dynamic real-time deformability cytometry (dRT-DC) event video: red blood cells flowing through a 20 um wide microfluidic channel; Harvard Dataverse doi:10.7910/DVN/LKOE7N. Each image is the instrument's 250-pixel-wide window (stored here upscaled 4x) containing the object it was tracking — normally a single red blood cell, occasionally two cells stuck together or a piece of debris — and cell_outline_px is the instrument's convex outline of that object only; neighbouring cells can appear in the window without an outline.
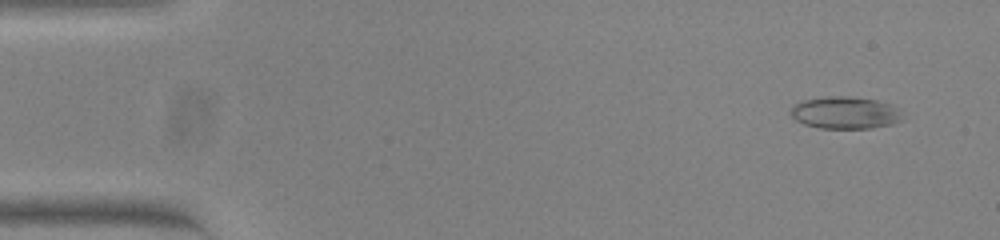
{"species": "common noctule bat (a hibernating species)", "species_latin": "Nyctalus noctula", "temperature_condition": "warm", "stored_images_in_passage": 54, "camera_frame_rate_fps": 3000, "um_per_image_px": 0.085, "animal": {"sex": "female", "body_mass_g": 23.0, "forearm_length_mm": 53.4}, "frame": {"image": 1, "passage_image": 4, "time_ms": 1.0, "image_size_px": [1000, 240], "cell_outline_px": [[900, 120], [892, 124], [868, 128], [820, 128], [804, 124], [796, 120], [792, 116], [792, 108], [796, 104], [804, 100], [828, 96], [848, 96], [876, 100], [892, 104], [900, 108]], "centroid_in_image_um": [71.86, 9.57], "position_along_channel_um": 13.1, "area_um2": 20.75}}
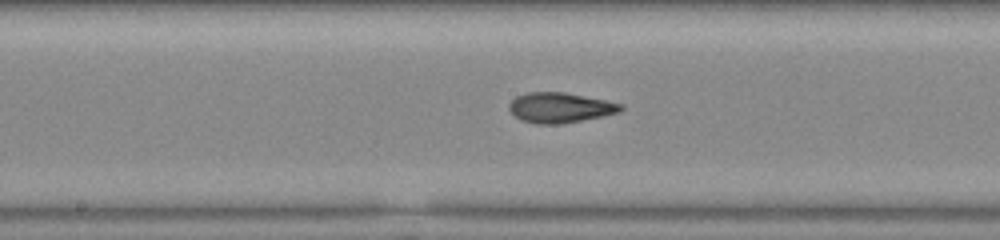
{"frame": {"image": 2, "passage_image": 28, "time_ms": 9.0, "image_size_px": [1000, 240], "cell_outline_px": [[624, 108], [620, 112], [560, 124], [536, 124], [520, 120], [508, 108], [508, 104], [516, 96], [528, 92], [564, 92], [624, 104]], "centroid_in_image_um": [47.58, 9.14], "position_along_channel_um": 200.6, "area_um2": 19.48}}
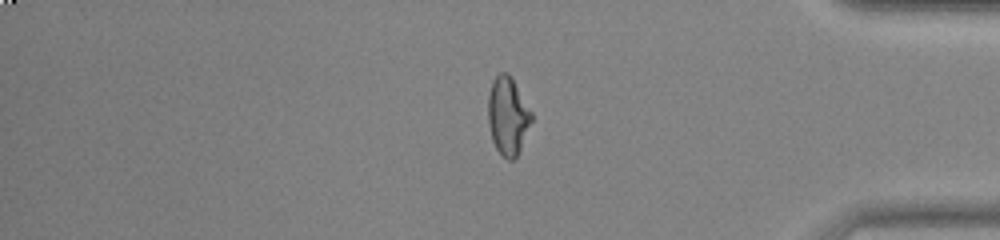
{"frame": {"image": 3, "passage_image": 45, "time_ms": 14.667, "image_size_px": [1000, 240], "cell_outline_px": [[532, 120], [520, 148], [516, 156], [512, 160], [508, 160], [496, 148], [492, 140], [488, 124], [488, 96], [492, 80], [500, 72], [508, 72], [512, 76], [532, 112]], "centroid_in_image_um": [43.15, 9.8], "position_along_channel_um": 392.0, "area_um2": 19.71}, "authors_computed_cell_mechanics": {"area_um2": 20.0855, "velocity_mm_per_s": 3.8397, "shape_relaxation_time_tau1_ms": null, "shape_relaxation_time_tau2_ms": 1.8711, "deformation_change_tau1": null, "deformation_change_tau2": 0.091}}